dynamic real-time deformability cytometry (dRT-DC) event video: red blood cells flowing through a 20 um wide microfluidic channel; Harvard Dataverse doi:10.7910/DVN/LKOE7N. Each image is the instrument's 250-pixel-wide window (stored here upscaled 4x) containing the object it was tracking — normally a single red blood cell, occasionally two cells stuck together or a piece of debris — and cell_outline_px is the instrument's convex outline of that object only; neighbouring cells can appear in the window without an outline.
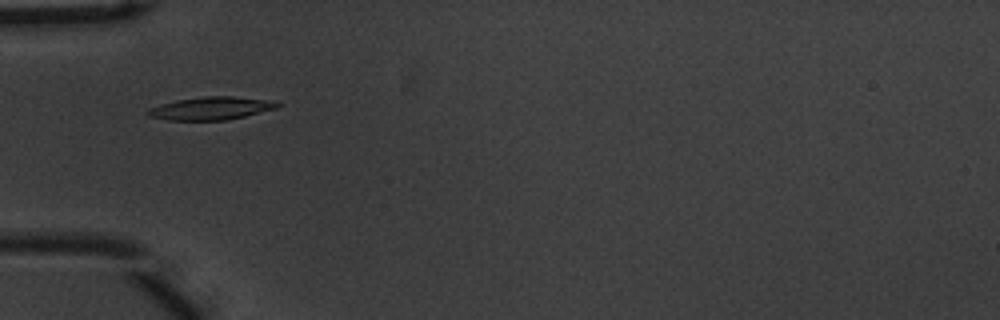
{"species": "common noctule bat (a hibernating species)", "species_latin": "Nyctalus noctula", "temperature_condition": "warm", "stored_images_in_passage": 46, "camera_frame_rate_fps": 3000, "um_per_image_px": 0.085, "animal": {"sex": "male", "body_mass_g": 20.1, "forearm_length_mm": 53.5}, "frame": {"image": 1, "passage_image": 9, "time_ms": 2.667, "image_size_px": [1000, 320], "cell_outline_px": [[284, 104], [276, 108], [228, 120], [168, 120], [148, 116], [144, 112], [148, 108], [160, 104], [176, 100], [204, 96], [232, 96], [280, 100]], "centroid_in_image_um": [17.98, 9.19], "position_along_channel_um": 67.0, "area_um2": 17.69}}
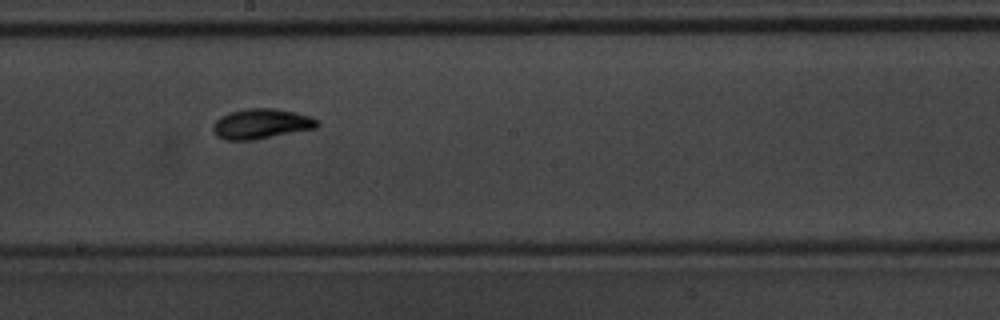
{"frame": {"image": 2, "passage_image": 22, "time_ms": 7.0, "image_size_px": [1000, 320], "cell_outline_px": [[320, 124], [316, 128], [252, 140], [228, 140], [216, 136], [212, 132], [212, 124], [220, 116], [228, 112], [248, 108], [276, 108], [296, 112], [312, 116], [320, 120]], "centroid_in_image_um": [22.21, 10.51], "position_along_channel_um": 226.0, "area_um2": 18.55}}
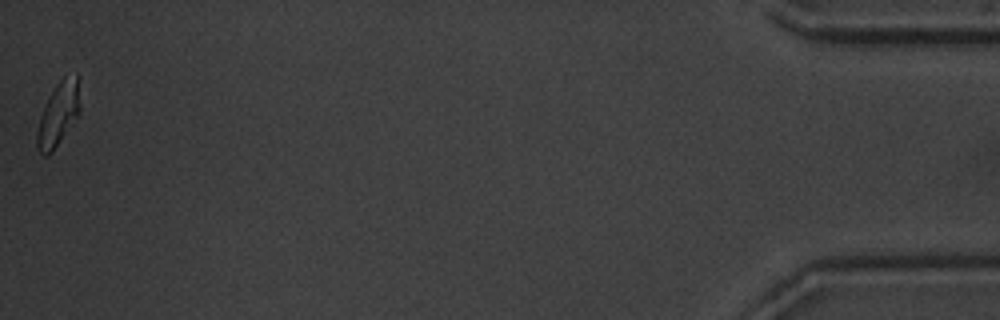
{"frame": {"image": 3, "passage_image": 46, "time_ms": 15.0, "image_size_px": [1000, 320], "cell_outline_px": [[80, 112], [52, 152], [48, 156], [44, 156], [36, 148], [36, 132], [40, 116], [48, 96], [56, 84], [64, 76], [76, 72], [80, 104]], "centroid_in_image_um": [4.93, 9.7], "position_along_channel_um": 430.3, "area_um2": 15.95}, "authors_computed_cell_mechanics": {"area_um2": 16.762, "velocity_mm_per_s": 3.6768, "shape_relaxation_time_tau1_ms": 2.3434, "shape_relaxation_time_tau2_ms": 1.6384, "deformation_change_tau1": 0.1648, "deformation_change_tau2": 0.0741}}